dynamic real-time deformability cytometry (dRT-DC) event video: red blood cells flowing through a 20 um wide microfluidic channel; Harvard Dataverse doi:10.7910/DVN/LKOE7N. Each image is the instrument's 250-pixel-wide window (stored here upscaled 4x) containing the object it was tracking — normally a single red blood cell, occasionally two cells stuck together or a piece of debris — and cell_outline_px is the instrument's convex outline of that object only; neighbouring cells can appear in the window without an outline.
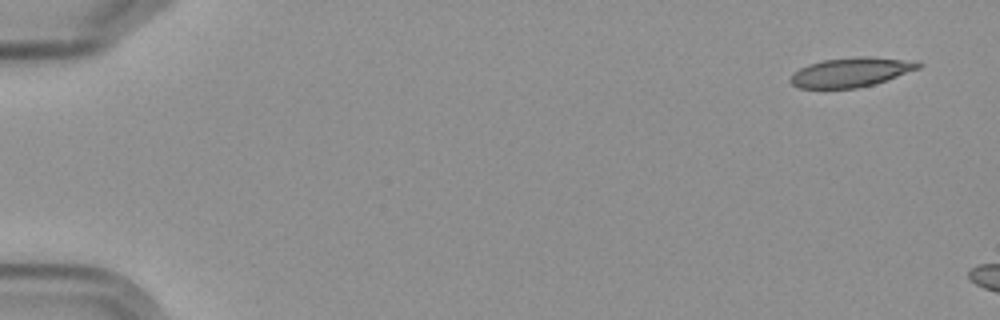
{"species": "Egyptian fruit bat (a non-hibernating species)", "species_latin": "Rousettus aegyptiacus", "temperature_condition": "cold", "stored_images_in_passage": 5, "camera_frame_rate_fps": 3000, "um_per_image_px": 0.085, "frame": {"image": 1, "passage_image": 1, "time_ms": 0.0, "image_size_px": [1000, 320], "cell_outline_px": [[924, 64], [920, 68], [872, 84], [856, 88], [800, 88], [792, 84], [788, 80], [800, 68], [808, 64], [824, 60], [856, 56], [868, 56], [916, 60]], "centroid_in_image_um": [72.37, 6.11], "position_along_channel_um": 12.6, "area_um2": 21.79}}